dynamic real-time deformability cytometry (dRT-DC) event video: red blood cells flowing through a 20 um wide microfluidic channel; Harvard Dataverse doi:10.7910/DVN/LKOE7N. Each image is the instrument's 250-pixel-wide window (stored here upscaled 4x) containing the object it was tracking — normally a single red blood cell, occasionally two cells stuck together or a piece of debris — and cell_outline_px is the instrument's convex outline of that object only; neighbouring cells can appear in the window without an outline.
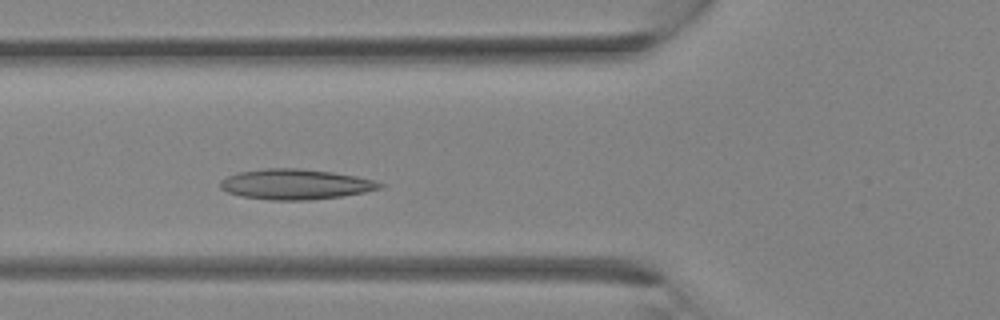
{"species": "Egyptian fruit bat (a non-hibernating species)", "species_latin": "Rousettus aegyptiacus", "temperature_condition": "room temperature", "stored_images_in_passage": 32, "camera_frame_rate_fps": 3000, "um_per_image_px": 0.085, "animal": {"sex": "female"}, "frame": {"image": 1, "passage_image": 10, "time_ms": 3.0, "image_size_px": [1000, 320], "cell_outline_px": [[384, 188], [364, 192], [340, 196], [308, 200], [272, 200], [240, 196], [228, 192], [220, 188], [220, 180], [236, 172], [264, 168], [300, 168], [332, 172], [356, 176], [376, 180], [384, 184]], "centroid_in_image_um": [25.12, 15.65], "position_along_channel_um": 100.7, "area_um2": 28.32}}
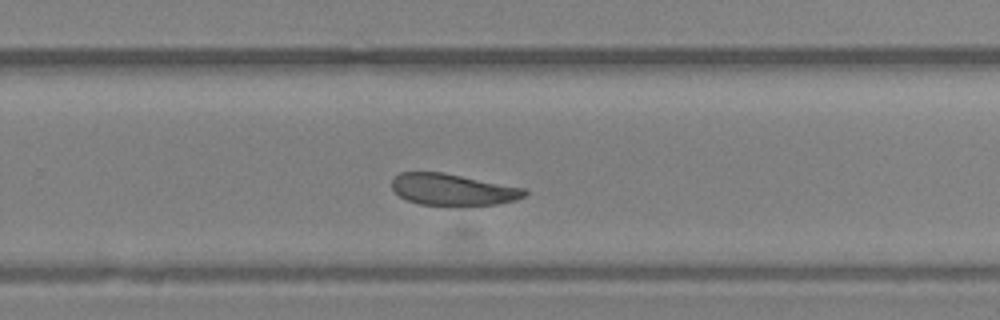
{"frame": {"image": 2, "passage_image": 20, "time_ms": 6.333, "image_size_px": [1000, 320], "cell_outline_px": [[528, 192], [524, 196], [516, 200], [496, 204], [456, 208], [420, 204], [408, 200], [400, 196], [392, 188], [392, 180], [400, 172], [444, 172], [524, 188]], "centroid_in_image_um": [38.5, 16.15], "position_along_channel_um": 291.3, "area_um2": 25.03}}
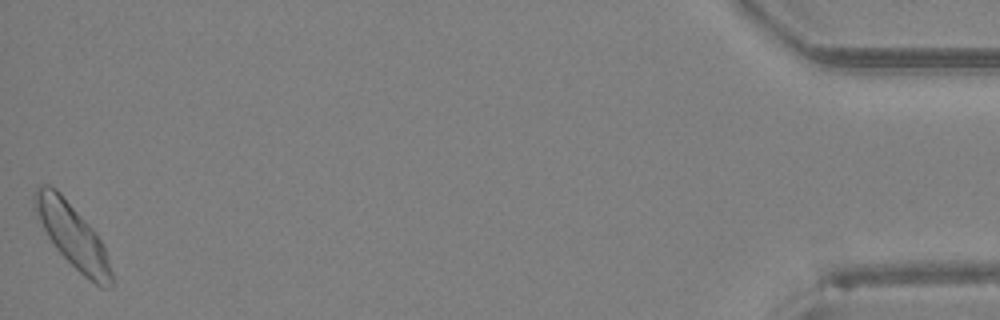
{"frame": {"image": 3, "passage_image": 32, "time_ms": 10.333, "image_size_px": [1000, 320], "cell_outline_px": [[112, 284], [108, 288], [100, 288], [84, 276], [56, 248], [48, 236], [36, 216], [32, 208], [32, 196], [36, 188], [40, 184], [48, 184], [56, 188], [60, 192], [96, 232], [104, 248], [112, 272]], "centroid_in_image_um": [6.12, 19.97], "position_along_channel_um": 429.1, "area_um2": 28.38}}